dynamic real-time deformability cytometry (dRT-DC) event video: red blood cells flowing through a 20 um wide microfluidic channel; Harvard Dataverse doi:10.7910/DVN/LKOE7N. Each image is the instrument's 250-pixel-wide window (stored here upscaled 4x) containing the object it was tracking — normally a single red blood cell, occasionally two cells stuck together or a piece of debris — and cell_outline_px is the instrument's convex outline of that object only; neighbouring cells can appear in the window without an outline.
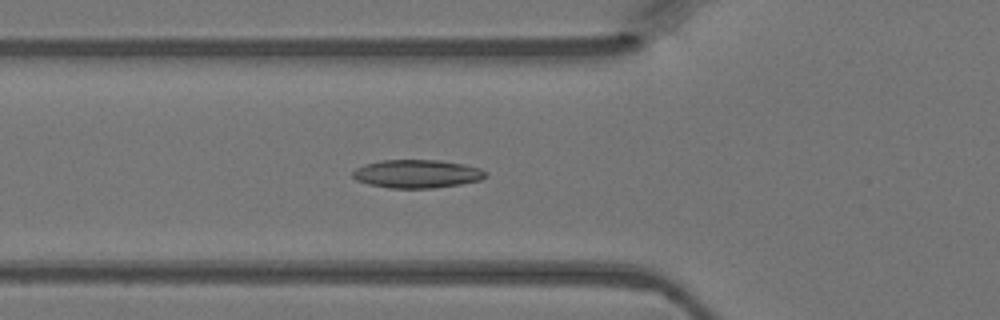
{"species": "Egyptian fruit bat (a non-hibernating species)", "species_latin": "Rousettus aegyptiacus", "temperature_condition": "warm", "stored_images_in_passage": 35, "camera_frame_rate_fps": 3000, "um_per_image_px": 0.085, "animal": {"sex": "female"}, "frame": {"image": 1, "passage_image": 9, "time_ms": 2.667, "image_size_px": [1000, 320], "cell_outline_px": [[488, 176], [480, 180], [460, 184], [432, 188], [388, 188], [368, 184], [356, 180], [352, 176], [352, 172], [356, 168], [364, 164], [380, 160], [440, 160], [464, 164], [480, 168], [488, 172]], "centroid_in_image_um": [35.45, 14.77], "position_along_channel_um": 90.4, "area_um2": 22.08}}
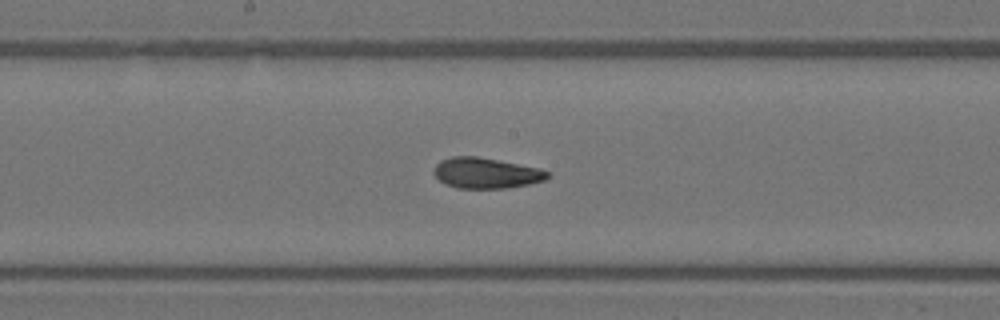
{"frame": {"image": 2, "passage_image": 17, "time_ms": 5.333, "image_size_px": [1000, 320], "cell_outline_px": [[548, 176], [544, 180], [528, 184], [508, 188], [456, 188], [444, 184], [432, 172], [432, 168], [440, 160], [452, 156], [476, 156], [540, 168], [548, 172]], "centroid_in_image_um": [41.25, 14.71], "position_along_channel_um": 206.9, "area_um2": 20.29}}
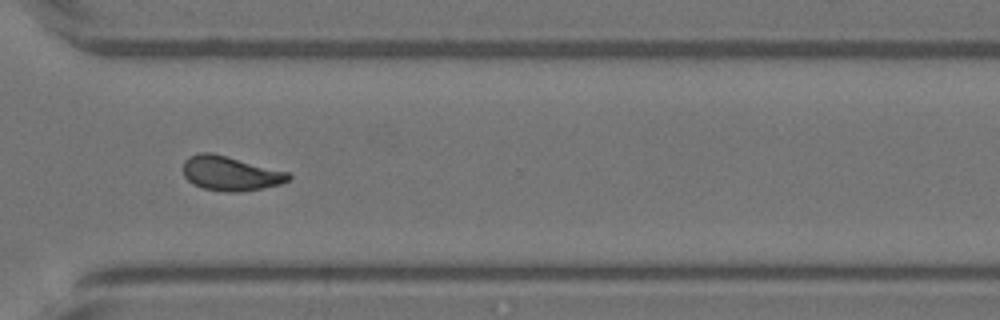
{"frame": {"image": 3, "passage_image": 27, "time_ms": 8.667, "image_size_px": [1000, 320], "cell_outline_px": [[292, 176], [288, 180], [280, 184], [240, 192], [228, 192], [204, 188], [192, 184], [184, 176], [184, 160], [188, 156], [200, 152], [212, 152], [288, 172]], "centroid_in_image_um": [19.55, 14.73], "position_along_channel_um": 351.0, "area_um2": 21.04}}